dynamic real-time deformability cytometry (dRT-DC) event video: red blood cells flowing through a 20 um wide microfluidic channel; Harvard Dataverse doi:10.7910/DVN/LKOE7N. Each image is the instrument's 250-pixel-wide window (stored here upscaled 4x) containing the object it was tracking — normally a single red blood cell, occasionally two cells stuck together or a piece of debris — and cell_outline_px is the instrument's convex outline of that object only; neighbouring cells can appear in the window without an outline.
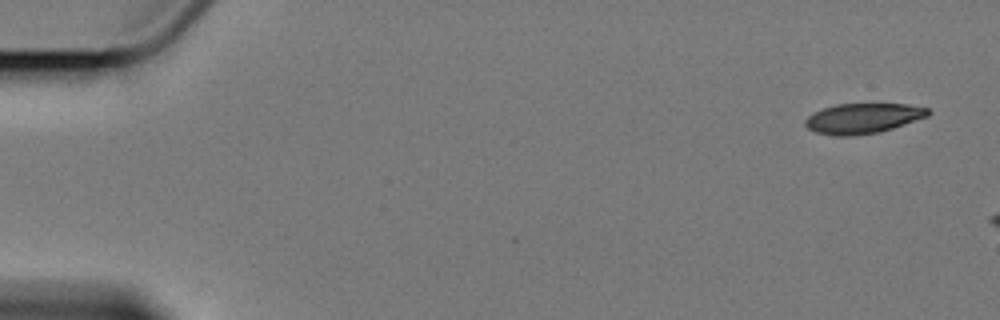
{"species": "Egyptian fruit bat (a non-hibernating species)", "species_latin": "Rousettus aegyptiacus", "temperature_condition": "cold", "stored_images_in_passage": 3, "camera_frame_rate_fps": 3000, "um_per_image_px": 0.085, "animal": {"sex": "female"}, "frame": {"image": 1, "passage_image": 1, "time_ms": 0.0, "image_size_px": [1000, 320], "cell_outline_px": [[932, 112], [928, 116], [880, 132], [852, 136], [836, 136], [816, 132], [808, 128], [804, 124], [804, 120], [808, 116], [824, 108], [836, 104], [908, 104], [928, 108]], "centroid_in_image_um": [73.36, 10.06], "position_along_channel_um": 11.6, "area_um2": 21.5}}